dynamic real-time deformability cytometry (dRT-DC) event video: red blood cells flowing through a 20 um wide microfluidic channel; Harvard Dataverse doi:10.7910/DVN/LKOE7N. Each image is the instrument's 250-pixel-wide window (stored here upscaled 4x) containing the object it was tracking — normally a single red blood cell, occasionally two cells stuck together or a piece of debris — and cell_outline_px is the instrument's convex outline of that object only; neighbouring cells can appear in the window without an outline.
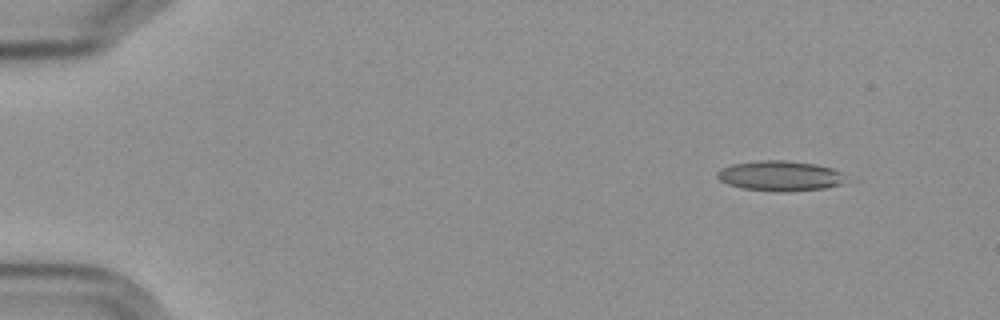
{"species": "Egyptian fruit bat (a non-hibernating species)", "species_latin": "Rousettus aegyptiacus", "temperature_condition": "cold", "stored_images_in_passage": 5, "camera_frame_rate_fps": 3000, "um_per_image_px": 0.085, "frame": {"image": 1, "passage_image": 1, "time_ms": 0.0, "image_size_px": [1000, 320], "cell_outline_px": [[856, 180], [824, 188], [788, 192], [780, 192], [740, 188], [728, 184], [720, 180], [716, 176], [716, 172], [720, 168], [732, 164], [760, 160], [784, 160], [816, 164], [832, 168], [844, 172]], "centroid_in_image_um": [66.41, 14.95], "position_along_channel_um": 18.6, "area_um2": 23.29}}
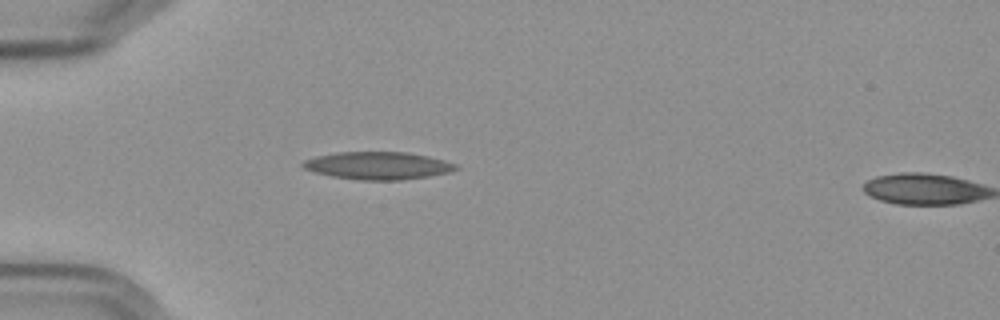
{"frame": {"image": 2, "passage_image": 4, "time_ms": 3.667, "image_size_px": [1000, 320], "cell_outline_px": [[460, 168], [448, 172], [428, 176], [400, 180], [360, 180], [332, 176], [316, 172], [304, 168], [300, 164], [304, 160], [316, 156], [336, 152], [408, 152], [428, 156], [444, 160], [456, 164]], "centroid_in_image_um": [32.12, 14.07], "position_along_channel_um": 52.9, "area_um2": 24.51}}